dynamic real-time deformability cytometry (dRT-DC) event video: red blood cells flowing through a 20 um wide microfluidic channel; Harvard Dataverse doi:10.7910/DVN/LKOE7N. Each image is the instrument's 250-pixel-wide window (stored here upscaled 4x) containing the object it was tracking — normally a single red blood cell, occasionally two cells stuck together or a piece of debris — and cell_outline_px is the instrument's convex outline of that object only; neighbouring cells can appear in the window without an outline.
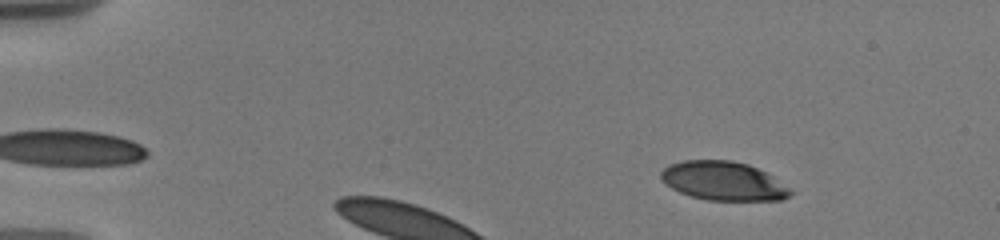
{"species": "human", "species_latin": "Homo sapiens", "temperature_condition": "warm", "stored_images_in_passage": 7, "camera_frame_rate_fps": 3000, "um_per_image_px": 0.085, "donor": {"sex": "male"}, "frame": {"image": 1, "passage_image": 3, "time_ms": 0.667, "image_size_px": [1000, 240], "cell_outline_px": [[792, 192], [788, 196], [780, 200], [708, 200], [692, 196], [680, 192], [664, 184], [660, 176], [660, 172], [668, 164], [684, 160], [732, 160], [748, 164], [768, 172], [788, 188]], "centroid_in_image_um": [61.45, 15.37], "position_along_channel_um": 23.5, "area_um2": 29.3}}
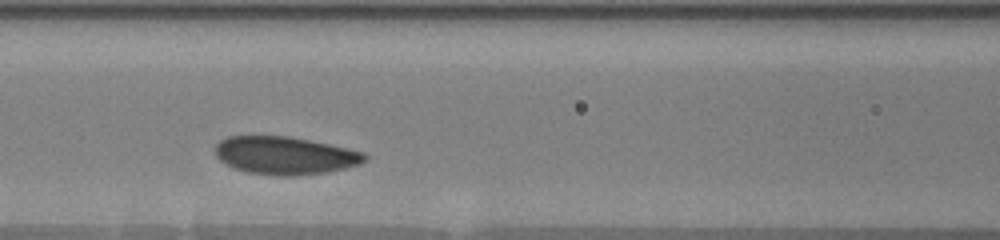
{"frame": {"image": 2, "passage_image": 6, "time_ms": 4.0, "image_size_px": [1000, 240], "cell_outline_px": [[368, 156], [360, 164], [328, 172], [288, 176], [284, 176], [248, 172], [232, 168], [220, 160], [216, 156], [212, 148], [220, 140], [228, 136], [288, 136], [348, 148], [364, 152]], "centroid_in_image_um": [24.18, 13.21], "position_along_channel_um": 142.4, "area_um2": 32.95}}
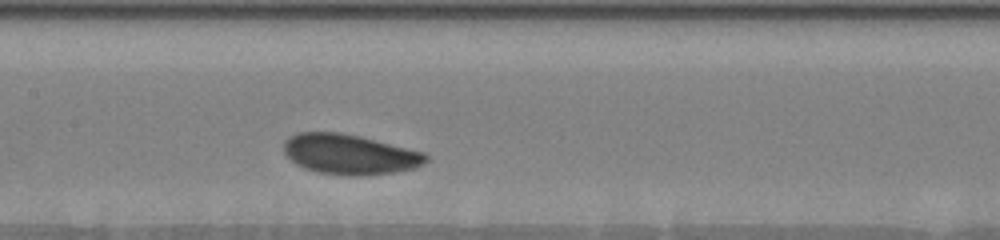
{"frame": {"image": 3, "passage_image": 7, "time_ms": 5.0, "image_size_px": [1000, 240], "cell_outline_px": [[428, 160], [424, 164], [416, 168], [392, 172], [360, 176], [348, 176], [320, 172], [304, 168], [296, 164], [284, 152], [284, 140], [296, 132], [340, 132], [360, 136], [424, 152], [428, 156]], "centroid_in_image_um": [29.72, 13.11], "position_along_channel_um": 177.7, "area_um2": 33.23}}